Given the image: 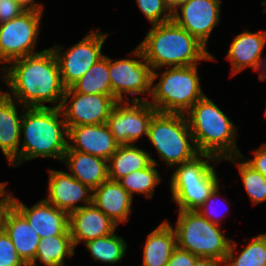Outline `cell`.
<instances>
[{"mask_svg": "<svg viewBox=\"0 0 266 266\" xmlns=\"http://www.w3.org/2000/svg\"><path fill=\"white\" fill-rule=\"evenodd\" d=\"M48 198L44 200L70 214L92 203V190L70 173L49 169ZM86 205H76L78 202Z\"/></svg>", "mask_w": 266, "mask_h": 266, "instance_id": "2e32d148", "label": "cell"}, {"mask_svg": "<svg viewBox=\"0 0 266 266\" xmlns=\"http://www.w3.org/2000/svg\"><path fill=\"white\" fill-rule=\"evenodd\" d=\"M70 88L83 94L113 95L109 77V57L104 55Z\"/></svg>", "mask_w": 266, "mask_h": 266, "instance_id": "4316f807", "label": "cell"}, {"mask_svg": "<svg viewBox=\"0 0 266 266\" xmlns=\"http://www.w3.org/2000/svg\"><path fill=\"white\" fill-rule=\"evenodd\" d=\"M0 266H28L4 230L0 232Z\"/></svg>", "mask_w": 266, "mask_h": 266, "instance_id": "d6a6232c", "label": "cell"}, {"mask_svg": "<svg viewBox=\"0 0 266 266\" xmlns=\"http://www.w3.org/2000/svg\"><path fill=\"white\" fill-rule=\"evenodd\" d=\"M67 138V150H77L107 161L119 146L106 123L68 127Z\"/></svg>", "mask_w": 266, "mask_h": 266, "instance_id": "e0dca14e", "label": "cell"}, {"mask_svg": "<svg viewBox=\"0 0 266 266\" xmlns=\"http://www.w3.org/2000/svg\"><path fill=\"white\" fill-rule=\"evenodd\" d=\"M25 11L17 0H0V24L18 17Z\"/></svg>", "mask_w": 266, "mask_h": 266, "instance_id": "836d02e7", "label": "cell"}, {"mask_svg": "<svg viewBox=\"0 0 266 266\" xmlns=\"http://www.w3.org/2000/svg\"><path fill=\"white\" fill-rule=\"evenodd\" d=\"M90 252L92 259L105 264L120 262L128 248L124 238L119 237L115 232L100 238L84 243Z\"/></svg>", "mask_w": 266, "mask_h": 266, "instance_id": "f1b7e54d", "label": "cell"}, {"mask_svg": "<svg viewBox=\"0 0 266 266\" xmlns=\"http://www.w3.org/2000/svg\"><path fill=\"white\" fill-rule=\"evenodd\" d=\"M118 225L93 203L69 214V231L76 247L81 241L104 237L115 232Z\"/></svg>", "mask_w": 266, "mask_h": 266, "instance_id": "ac0fdd59", "label": "cell"}, {"mask_svg": "<svg viewBox=\"0 0 266 266\" xmlns=\"http://www.w3.org/2000/svg\"><path fill=\"white\" fill-rule=\"evenodd\" d=\"M231 240L229 251L222 266H266V233L252 237L250 243L243 245L235 256L237 243Z\"/></svg>", "mask_w": 266, "mask_h": 266, "instance_id": "83f0119b", "label": "cell"}, {"mask_svg": "<svg viewBox=\"0 0 266 266\" xmlns=\"http://www.w3.org/2000/svg\"><path fill=\"white\" fill-rule=\"evenodd\" d=\"M7 182H0V193L6 188Z\"/></svg>", "mask_w": 266, "mask_h": 266, "instance_id": "7bdbcfd3", "label": "cell"}, {"mask_svg": "<svg viewBox=\"0 0 266 266\" xmlns=\"http://www.w3.org/2000/svg\"><path fill=\"white\" fill-rule=\"evenodd\" d=\"M131 53V56L140 58V60L125 58L113 61L109 57L111 91L118 102L149 101L139 95H151L152 69L138 46ZM128 95L137 96L130 100Z\"/></svg>", "mask_w": 266, "mask_h": 266, "instance_id": "9c48e42d", "label": "cell"}, {"mask_svg": "<svg viewBox=\"0 0 266 266\" xmlns=\"http://www.w3.org/2000/svg\"><path fill=\"white\" fill-rule=\"evenodd\" d=\"M108 33L90 31L78 43L62 52L63 47H50L57 59L61 80L64 87L70 88L77 82L104 54L102 48Z\"/></svg>", "mask_w": 266, "mask_h": 266, "instance_id": "30bf717a", "label": "cell"}, {"mask_svg": "<svg viewBox=\"0 0 266 266\" xmlns=\"http://www.w3.org/2000/svg\"><path fill=\"white\" fill-rule=\"evenodd\" d=\"M138 47L152 71L161 67L193 66L202 60H215L202 43L173 20L152 25Z\"/></svg>", "mask_w": 266, "mask_h": 266, "instance_id": "3957f363", "label": "cell"}, {"mask_svg": "<svg viewBox=\"0 0 266 266\" xmlns=\"http://www.w3.org/2000/svg\"><path fill=\"white\" fill-rule=\"evenodd\" d=\"M136 3L151 25L172 20V8L165 0H136Z\"/></svg>", "mask_w": 266, "mask_h": 266, "instance_id": "1f68e13d", "label": "cell"}, {"mask_svg": "<svg viewBox=\"0 0 266 266\" xmlns=\"http://www.w3.org/2000/svg\"><path fill=\"white\" fill-rule=\"evenodd\" d=\"M60 107L25 108L21 121L24 139L18 156L9 164L14 167L34 158L62 161L68 147V127Z\"/></svg>", "mask_w": 266, "mask_h": 266, "instance_id": "7a4b0ae2", "label": "cell"}, {"mask_svg": "<svg viewBox=\"0 0 266 266\" xmlns=\"http://www.w3.org/2000/svg\"><path fill=\"white\" fill-rule=\"evenodd\" d=\"M117 102L114 95L83 94L67 88L60 108L67 127L97 125L106 123Z\"/></svg>", "mask_w": 266, "mask_h": 266, "instance_id": "4fadbf2b", "label": "cell"}, {"mask_svg": "<svg viewBox=\"0 0 266 266\" xmlns=\"http://www.w3.org/2000/svg\"><path fill=\"white\" fill-rule=\"evenodd\" d=\"M74 244L71 235H54L42 238L34 257V264L38 266V260L45 266H64L65 258L75 255Z\"/></svg>", "mask_w": 266, "mask_h": 266, "instance_id": "484cf974", "label": "cell"}, {"mask_svg": "<svg viewBox=\"0 0 266 266\" xmlns=\"http://www.w3.org/2000/svg\"><path fill=\"white\" fill-rule=\"evenodd\" d=\"M221 0H184L172 9V20L206 48L220 22Z\"/></svg>", "mask_w": 266, "mask_h": 266, "instance_id": "5bb4252c", "label": "cell"}, {"mask_svg": "<svg viewBox=\"0 0 266 266\" xmlns=\"http://www.w3.org/2000/svg\"><path fill=\"white\" fill-rule=\"evenodd\" d=\"M263 61L264 60L261 57V59L259 60L258 66L256 68V71H258V70L261 71L262 70V72H260L259 76H258L260 81L266 80V62L265 61L263 62Z\"/></svg>", "mask_w": 266, "mask_h": 266, "instance_id": "60d3db41", "label": "cell"}, {"mask_svg": "<svg viewBox=\"0 0 266 266\" xmlns=\"http://www.w3.org/2000/svg\"><path fill=\"white\" fill-rule=\"evenodd\" d=\"M157 165L153 162L146 168L140 169L119 179L117 182L133 198L134 193L145 195L146 198H152L155 187L160 183V173L155 168Z\"/></svg>", "mask_w": 266, "mask_h": 266, "instance_id": "f546056e", "label": "cell"}, {"mask_svg": "<svg viewBox=\"0 0 266 266\" xmlns=\"http://www.w3.org/2000/svg\"><path fill=\"white\" fill-rule=\"evenodd\" d=\"M219 191H220V187H218V188H216L215 189V191L209 196V198L204 202V204L200 207V208H198L197 209V211L201 214V215H203L205 218H207L209 221H211L212 223H214V224H217V225H221V219H219V218H221V217H223V215L222 216H218L216 213V211H214L215 209L213 208V206H214V203L213 202H215V200H216V198L218 197V196H220L219 195ZM215 199V200H214ZM213 209H212V208ZM215 207V206H214ZM216 208V207H215ZM213 210V211H212ZM218 216V218H217V216Z\"/></svg>", "mask_w": 266, "mask_h": 266, "instance_id": "e575fe53", "label": "cell"}, {"mask_svg": "<svg viewBox=\"0 0 266 266\" xmlns=\"http://www.w3.org/2000/svg\"><path fill=\"white\" fill-rule=\"evenodd\" d=\"M225 160L237 164L242 183L253 205L266 201V177L257 172L246 161L236 162L242 160L241 155L231 156Z\"/></svg>", "mask_w": 266, "mask_h": 266, "instance_id": "4dcf8cb0", "label": "cell"}, {"mask_svg": "<svg viewBox=\"0 0 266 266\" xmlns=\"http://www.w3.org/2000/svg\"><path fill=\"white\" fill-rule=\"evenodd\" d=\"M253 159H246L241 153L242 159L253 167L257 172H260L264 177H266V144L264 143L261 147L254 150Z\"/></svg>", "mask_w": 266, "mask_h": 266, "instance_id": "8d00e7d4", "label": "cell"}, {"mask_svg": "<svg viewBox=\"0 0 266 266\" xmlns=\"http://www.w3.org/2000/svg\"><path fill=\"white\" fill-rule=\"evenodd\" d=\"M198 256L176 247L166 266H193Z\"/></svg>", "mask_w": 266, "mask_h": 266, "instance_id": "d590c367", "label": "cell"}, {"mask_svg": "<svg viewBox=\"0 0 266 266\" xmlns=\"http://www.w3.org/2000/svg\"><path fill=\"white\" fill-rule=\"evenodd\" d=\"M157 110L148 101L117 102L106 124L119 145H132L148 137L149 123Z\"/></svg>", "mask_w": 266, "mask_h": 266, "instance_id": "7c38bea8", "label": "cell"}, {"mask_svg": "<svg viewBox=\"0 0 266 266\" xmlns=\"http://www.w3.org/2000/svg\"><path fill=\"white\" fill-rule=\"evenodd\" d=\"M185 115L199 153L221 160L241 154L236 145L237 128L206 95Z\"/></svg>", "mask_w": 266, "mask_h": 266, "instance_id": "277c9868", "label": "cell"}, {"mask_svg": "<svg viewBox=\"0 0 266 266\" xmlns=\"http://www.w3.org/2000/svg\"><path fill=\"white\" fill-rule=\"evenodd\" d=\"M173 9L178 3L184 1V0H165Z\"/></svg>", "mask_w": 266, "mask_h": 266, "instance_id": "b9f144b4", "label": "cell"}, {"mask_svg": "<svg viewBox=\"0 0 266 266\" xmlns=\"http://www.w3.org/2000/svg\"><path fill=\"white\" fill-rule=\"evenodd\" d=\"M62 162L68 165L69 173L91 190L99 187L108 178V161L98 156L67 150Z\"/></svg>", "mask_w": 266, "mask_h": 266, "instance_id": "7402d4cb", "label": "cell"}, {"mask_svg": "<svg viewBox=\"0 0 266 266\" xmlns=\"http://www.w3.org/2000/svg\"><path fill=\"white\" fill-rule=\"evenodd\" d=\"M151 156V153L138 148L134 144L119 145L108 160L109 180L118 181L131 172L148 167L152 162L159 165L157 160Z\"/></svg>", "mask_w": 266, "mask_h": 266, "instance_id": "d4e9b609", "label": "cell"}, {"mask_svg": "<svg viewBox=\"0 0 266 266\" xmlns=\"http://www.w3.org/2000/svg\"><path fill=\"white\" fill-rule=\"evenodd\" d=\"M177 247L176 234L168 220H164L148 234L143 248V265L166 266Z\"/></svg>", "mask_w": 266, "mask_h": 266, "instance_id": "cb8c5ba5", "label": "cell"}, {"mask_svg": "<svg viewBox=\"0 0 266 266\" xmlns=\"http://www.w3.org/2000/svg\"><path fill=\"white\" fill-rule=\"evenodd\" d=\"M265 45L266 31L249 32L247 30L237 34L226 55L232 67L231 76L238 74L247 67L256 71Z\"/></svg>", "mask_w": 266, "mask_h": 266, "instance_id": "d6986e66", "label": "cell"}, {"mask_svg": "<svg viewBox=\"0 0 266 266\" xmlns=\"http://www.w3.org/2000/svg\"><path fill=\"white\" fill-rule=\"evenodd\" d=\"M43 12L26 10L18 17L0 24V62L8 65L11 61L33 55Z\"/></svg>", "mask_w": 266, "mask_h": 266, "instance_id": "8fae6325", "label": "cell"}, {"mask_svg": "<svg viewBox=\"0 0 266 266\" xmlns=\"http://www.w3.org/2000/svg\"><path fill=\"white\" fill-rule=\"evenodd\" d=\"M12 206L28 221L41 239L54 235H71L69 214L44 199L39 200L32 207H28L12 196Z\"/></svg>", "mask_w": 266, "mask_h": 266, "instance_id": "9a60e30c", "label": "cell"}, {"mask_svg": "<svg viewBox=\"0 0 266 266\" xmlns=\"http://www.w3.org/2000/svg\"><path fill=\"white\" fill-rule=\"evenodd\" d=\"M177 247L198 257H208L223 264L231 238L197 210L179 211L175 228Z\"/></svg>", "mask_w": 266, "mask_h": 266, "instance_id": "ba28073f", "label": "cell"}, {"mask_svg": "<svg viewBox=\"0 0 266 266\" xmlns=\"http://www.w3.org/2000/svg\"><path fill=\"white\" fill-rule=\"evenodd\" d=\"M198 64L183 67H167L161 74L152 71L151 101L157 112H186L205 96L200 85ZM160 77L157 84L155 80ZM155 84V85H154Z\"/></svg>", "mask_w": 266, "mask_h": 266, "instance_id": "8992f818", "label": "cell"}, {"mask_svg": "<svg viewBox=\"0 0 266 266\" xmlns=\"http://www.w3.org/2000/svg\"><path fill=\"white\" fill-rule=\"evenodd\" d=\"M17 2L26 10H32L37 12H43L44 7L40 3H36L35 0H17Z\"/></svg>", "mask_w": 266, "mask_h": 266, "instance_id": "f35d334b", "label": "cell"}, {"mask_svg": "<svg viewBox=\"0 0 266 266\" xmlns=\"http://www.w3.org/2000/svg\"><path fill=\"white\" fill-rule=\"evenodd\" d=\"M210 161L222 160L212 154L200 153L191 161L176 165L170 177V191L179 211L197 210L219 187L216 169Z\"/></svg>", "mask_w": 266, "mask_h": 266, "instance_id": "5b68a950", "label": "cell"}, {"mask_svg": "<svg viewBox=\"0 0 266 266\" xmlns=\"http://www.w3.org/2000/svg\"><path fill=\"white\" fill-rule=\"evenodd\" d=\"M193 266H222V263L208 257H197Z\"/></svg>", "mask_w": 266, "mask_h": 266, "instance_id": "ab89813d", "label": "cell"}, {"mask_svg": "<svg viewBox=\"0 0 266 266\" xmlns=\"http://www.w3.org/2000/svg\"><path fill=\"white\" fill-rule=\"evenodd\" d=\"M5 191L6 189H4L0 193V232L3 230V222H4L5 214L7 210L9 209V207L12 205V193L11 194L6 193Z\"/></svg>", "mask_w": 266, "mask_h": 266, "instance_id": "74e56055", "label": "cell"}, {"mask_svg": "<svg viewBox=\"0 0 266 266\" xmlns=\"http://www.w3.org/2000/svg\"><path fill=\"white\" fill-rule=\"evenodd\" d=\"M3 230L11 239L22 260L27 265L34 264V257L41 238L12 205L5 214Z\"/></svg>", "mask_w": 266, "mask_h": 266, "instance_id": "44dd1931", "label": "cell"}, {"mask_svg": "<svg viewBox=\"0 0 266 266\" xmlns=\"http://www.w3.org/2000/svg\"><path fill=\"white\" fill-rule=\"evenodd\" d=\"M0 64H2L0 62ZM6 95V92L0 90V100Z\"/></svg>", "mask_w": 266, "mask_h": 266, "instance_id": "ee69618b", "label": "cell"}, {"mask_svg": "<svg viewBox=\"0 0 266 266\" xmlns=\"http://www.w3.org/2000/svg\"><path fill=\"white\" fill-rule=\"evenodd\" d=\"M8 64L2 67L0 75L4 77L0 80L10 88V93L6 91V95L15 99L19 107H61L66 88L51 48ZM45 103L55 105L46 106Z\"/></svg>", "mask_w": 266, "mask_h": 266, "instance_id": "6da1fadb", "label": "cell"}, {"mask_svg": "<svg viewBox=\"0 0 266 266\" xmlns=\"http://www.w3.org/2000/svg\"><path fill=\"white\" fill-rule=\"evenodd\" d=\"M15 99L5 95L0 100V149L10 164L19 154L22 113L19 114Z\"/></svg>", "mask_w": 266, "mask_h": 266, "instance_id": "603a6c76", "label": "cell"}, {"mask_svg": "<svg viewBox=\"0 0 266 266\" xmlns=\"http://www.w3.org/2000/svg\"><path fill=\"white\" fill-rule=\"evenodd\" d=\"M262 5L265 7L263 11L266 13V1H262Z\"/></svg>", "mask_w": 266, "mask_h": 266, "instance_id": "f6af8a7d", "label": "cell"}, {"mask_svg": "<svg viewBox=\"0 0 266 266\" xmlns=\"http://www.w3.org/2000/svg\"><path fill=\"white\" fill-rule=\"evenodd\" d=\"M147 138L170 167L189 162L200 154L185 114L156 112L149 123Z\"/></svg>", "mask_w": 266, "mask_h": 266, "instance_id": "52a82bcc", "label": "cell"}, {"mask_svg": "<svg viewBox=\"0 0 266 266\" xmlns=\"http://www.w3.org/2000/svg\"><path fill=\"white\" fill-rule=\"evenodd\" d=\"M132 201L133 198L117 181L108 179L92 190V203L117 225L129 220Z\"/></svg>", "mask_w": 266, "mask_h": 266, "instance_id": "ffe728a7", "label": "cell"}]
</instances>
